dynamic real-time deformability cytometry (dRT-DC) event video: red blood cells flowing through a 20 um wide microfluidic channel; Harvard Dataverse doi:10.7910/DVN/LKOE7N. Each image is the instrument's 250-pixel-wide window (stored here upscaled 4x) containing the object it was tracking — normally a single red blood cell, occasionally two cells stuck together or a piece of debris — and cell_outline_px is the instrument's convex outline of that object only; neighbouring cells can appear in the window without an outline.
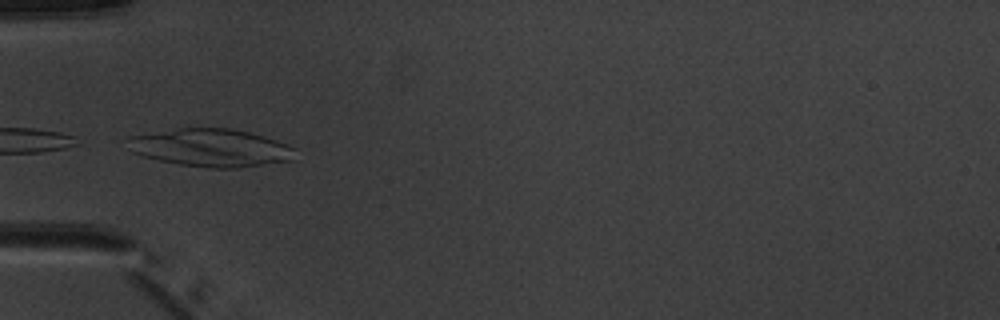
{"species": "common noctule bat (a hibernating species)", "species_latin": "Nyctalus noctula", "temperature_condition": "warm", "stored_images_in_passage": 5, "camera_frame_rate_fps": 3000, "um_per_image_px": 0.085, "animal": {"sex": "male", "body_mass_g": 20.1, "forearm_length_mm": 53.5}, "frame": {"image": 1, "passage_image": 5, "time_ms": 4.667, "image_size_px": [1000, 320], "cell_outline_px": [[296, 148], [292, 160], [236, 168], [208, 168], [180, 164], [160, 160], [144, 156], [132, 152], [120, 140], [128, 136], [176, 128], [228, 128], [248, 132], [276, 140], [288, 144]], "centroid_in_image_um": [17.84, 12.55], "position_along_channel_um": 67.2, "area_um2": 37.17}}